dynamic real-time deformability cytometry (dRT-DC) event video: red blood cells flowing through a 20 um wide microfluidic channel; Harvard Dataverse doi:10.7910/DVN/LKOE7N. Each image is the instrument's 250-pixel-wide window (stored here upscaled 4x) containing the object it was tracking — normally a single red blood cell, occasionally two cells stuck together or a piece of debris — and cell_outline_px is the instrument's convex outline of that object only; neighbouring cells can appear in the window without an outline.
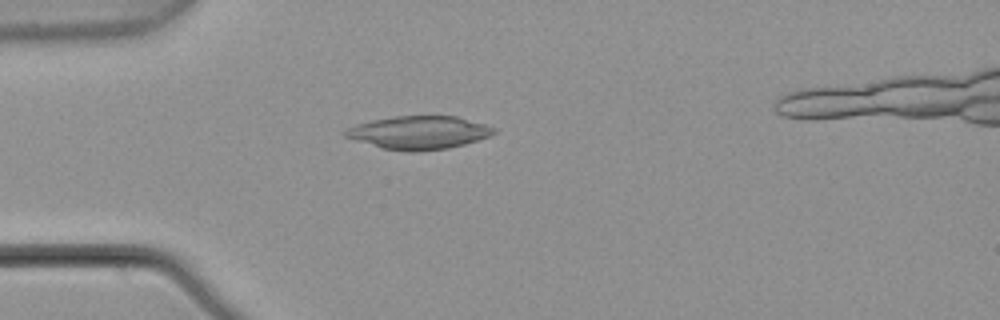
{"species": "common noctule bat (a hibernating species)", "species_latin": "Nyctalus noctula", "temperature_condition": "warm", "stored_images_in_passage": 3, "camera_frame_rate_fps": 3000, "um_per_image_px": 0.085, "animal": {"sex": "male", "body_mass_g": 21.5, "forearm_length_mm": 52.0}, "frame": {"image": 1, "passage_image": 2, "time_ms": 0.333, "image_size_px": [1000, 320], "cell_outline_px": [[496, 132], [488, 136], [464, 144], [448, 148], [412, 152], [384, 148], [356, 140], [344, 136], [340, 132], [356, 124], [372, 120], [392, 116], [456, 116], [484, 124], [496, 128]], "centroid_in_image_um": [35.58, 11.26], "position_along_channel_um": 49.4, "area_um2": 28.44}}